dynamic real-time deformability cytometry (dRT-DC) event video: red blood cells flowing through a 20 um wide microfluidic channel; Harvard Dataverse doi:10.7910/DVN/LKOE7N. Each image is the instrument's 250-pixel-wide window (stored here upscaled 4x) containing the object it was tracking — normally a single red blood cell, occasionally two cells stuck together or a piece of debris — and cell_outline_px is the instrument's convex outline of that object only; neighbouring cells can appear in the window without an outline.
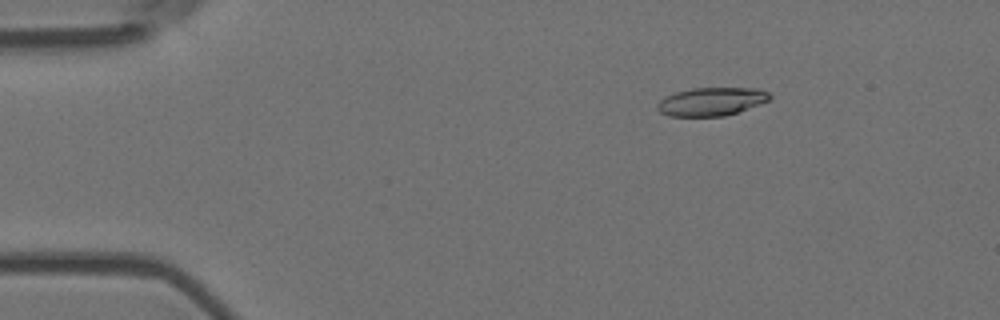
{"species": "Egyptian fruit bat (a non-hibernating species)", "species_latin": "Rousettus aegyptiacus", "temperature_condition": "room temperature", "stored_images_in_passage": 5, "camera_frame_rate_fps": 3000, "um_per_image_px": 0.085, "animal": {"sex": "female"}, "frame": {"image": 1, "passage_image": 2, "time_ms": 0.333, "image_size_px": [1000, 320], "cell_outline_px": [[772, 96], [768, 100], [760, 104], [724, 116], [668, 116], [660, 112], [656, 108], [656, 104], [664, 96], [676, 92], [692, 88], [760, 88], [768, 92]], "centroid_in_image_um": [60.44, 8.62], "position_along_channel_um": 24.6, "area_um2": 18.55}}
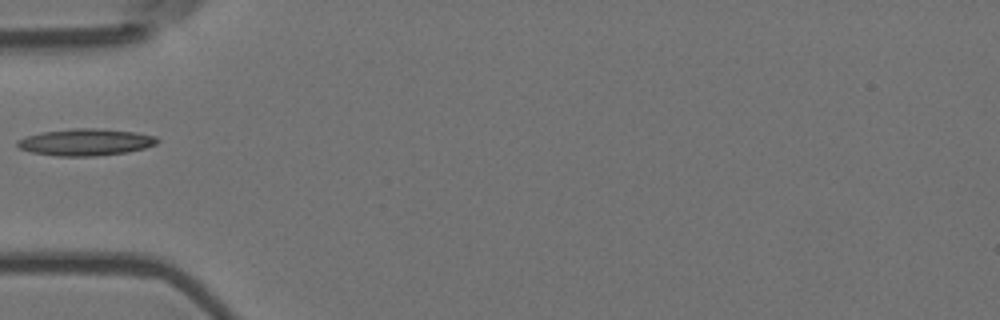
{"frame": {"image": 2, "passage_image": 5, "time_ms": 1.333, "image_size_px": [1000, 320], "cell_outline_px": [[160, 140], [156, 144], [144, 148], [128, 152], [96, 156], [56, 156], [32, 152], [20, 148], [16, 144], [16, 140], [28, 136], [44, 132], [76, 128], [96, 128], [136, 132], [156, 136]], "centroid_in_image_um": [7.31, 12.09], "position_along_channel_um": 77.7, "area_um2": 21.79}}